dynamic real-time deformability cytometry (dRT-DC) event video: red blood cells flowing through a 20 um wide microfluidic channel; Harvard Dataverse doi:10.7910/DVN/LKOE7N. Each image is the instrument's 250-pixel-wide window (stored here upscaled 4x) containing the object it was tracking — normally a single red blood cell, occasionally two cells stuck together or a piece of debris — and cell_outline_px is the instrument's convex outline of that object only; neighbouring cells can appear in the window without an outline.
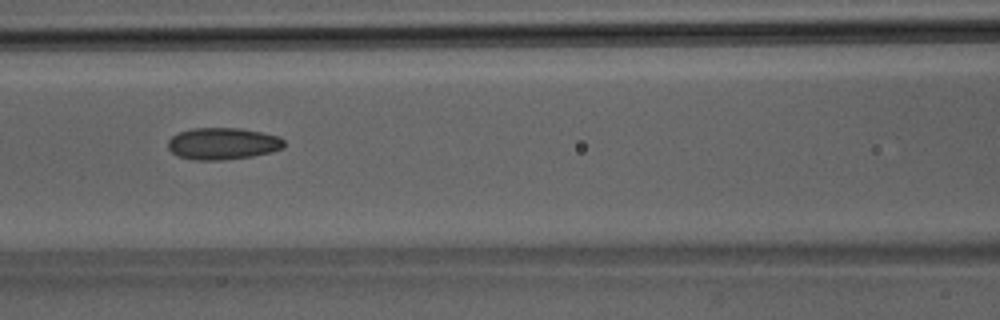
{"species": "Egyptian fruit bat (a non-hibernating species)", "species_latin": "Rousettus aegyptiacus", "temperature_condition": "room temperature", "stored_images_in_passage": 35, "camera_frame_rate_fps": 3000, "um_per_image_px": 0.085, "animal": {"sex": "male"}, "frame": {"image": 1, "passage_image": 13, "time_ms": 4.0, "image_size_px": [1000, 320], "cell_outline_px": [[284, 148], [272, 152], [252, 156], [224, 160], [192, 160], [180, 156], [172, 152], [168, 148], [168, 140], [172, 136], [180, 132], [192, 128], [240, 128], [280, 136], [284, 140]], "centroid_in_image_um": [18.95, 12.21], "position_along_channel_um": 147.6, "area_um2": 21.62}}
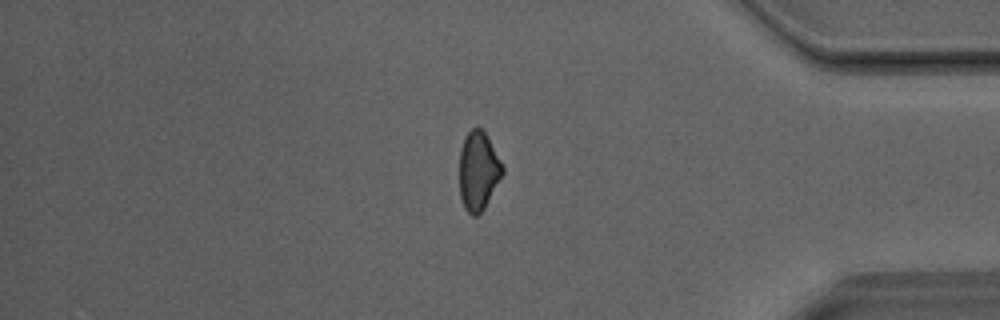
{"frame": {"image": 2, "passage_image": 29, "time_ms": 9.333, "image_size_px": [1000, 320], "cell_outline_px": [[504, 172], [484, 208], [476, 216], [472, 216], [464, 208], [460, 196], [460, 148], [464, 136], [476, 124], [488, 136], [504, 168]], "centroid_in_image_um": [40.65, 14.49], "position_along_channel_um": 394.6, "area_um2": 19.83}}
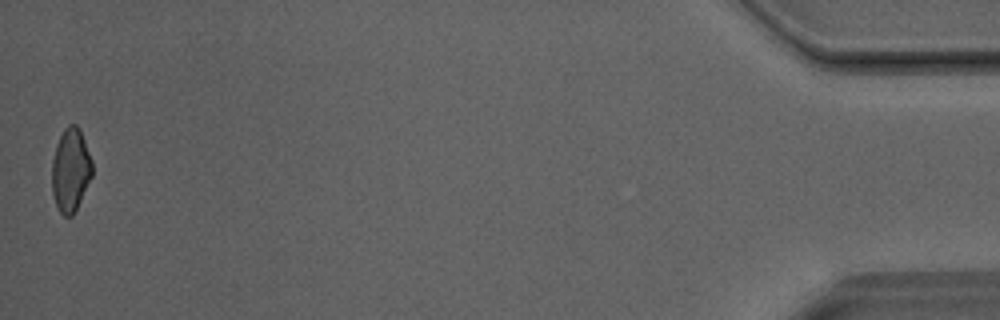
{"frame": {"image": 3, "passage_image": 35, "time_ms": 11.333, "image_size_px": [1000, 320], "cell_outline_px": [[92, 176], [72, 216], [64, 216], [60, 212], [56, 204], [52, 192], [52, 160], [56, 144], [64, 128], [68, 124], [76, 124], [80, 128], [92, 160]], "centroid_in_image_um": [6.0, 14.41], "position_along_channel_um": 429.2, "area_um2": 19.54}}